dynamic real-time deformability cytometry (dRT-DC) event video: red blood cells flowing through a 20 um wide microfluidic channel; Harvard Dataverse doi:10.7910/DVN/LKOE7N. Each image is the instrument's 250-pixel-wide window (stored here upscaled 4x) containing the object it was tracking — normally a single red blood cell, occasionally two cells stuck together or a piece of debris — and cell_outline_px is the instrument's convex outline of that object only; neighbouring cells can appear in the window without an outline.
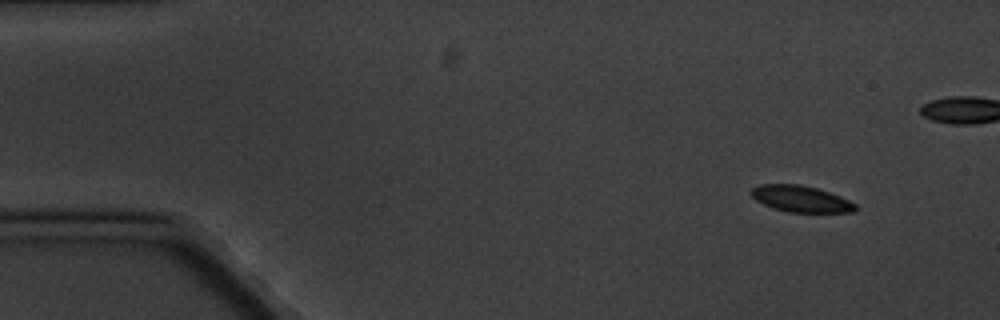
{"species": "common noctule bat (a hibernating species)", "species_latin": "Nyctalus noctula", "temperature_condition": "cold", "stored_images_in_passage": 6, "camera_frame_rate_fps": 3000, "um_per_image_px": 0.085, "animal": {"sex": "male", "body_mass_g": 20.1, "forearm_length_mm": 53.5}, "frame": {"image": 1, "passage_image": 1, "time_ms": 0.0, "image_size_px": [1000, 320], "cell_outline_px": [[856, 212], [788, 212], [772, 208], [756, 200], [748, 192], [752, 188], [760, 184], [796, 184], [816, 188], [840, 196], [856, 204]], "centroid_in_image_um": [68.04, 16.9], "position_along_channel_um": 17.0, "area_um2": 15.95}}